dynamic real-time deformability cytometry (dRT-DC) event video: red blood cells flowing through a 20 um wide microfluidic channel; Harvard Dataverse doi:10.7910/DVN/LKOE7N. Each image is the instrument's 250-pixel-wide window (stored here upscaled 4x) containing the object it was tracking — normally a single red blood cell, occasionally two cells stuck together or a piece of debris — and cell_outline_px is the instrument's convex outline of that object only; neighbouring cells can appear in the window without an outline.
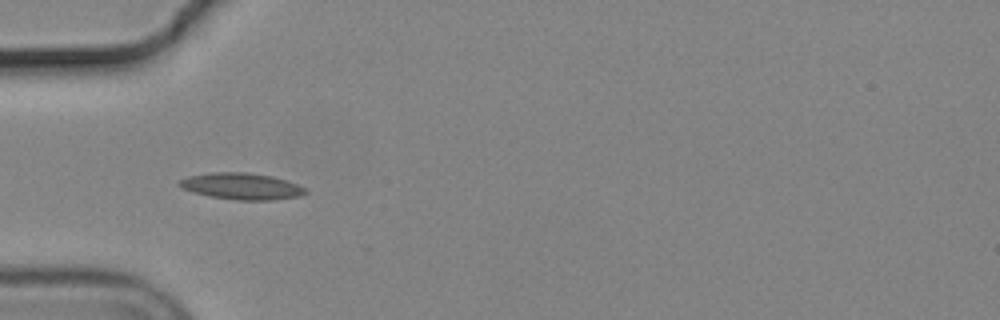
{"species": "common noctule bat (a hibernating species)", "species_latin": "Nyctalus noctula", "temperature_condition": "cold", "stored_images_in_passage": 16, "camera_frame_rate_fps": 3000, "um_per_image_px": 0.085, "animal": {"sex": "male", "body_mass_g": 19.2, "forearm_length_mm": 51.8}, "frame": {"image": 1, "passage_image": 5, "time_ms": 1.333, "image_size_px": [1000, 320], "cell_outline_px": [[308, 192], [300, 196], [272, 200], [236, 200], [212, 196], [196, 192], [184, 188], [176, 184], [180, 180], [188, 176], [212, 172], [248, 172], [272, 176], [296, 184], [304, 188]], "centroid_in_image_um": [20.55, 15.82], "position_along_channel_um": 64.5, "area_um2": 19.19}}
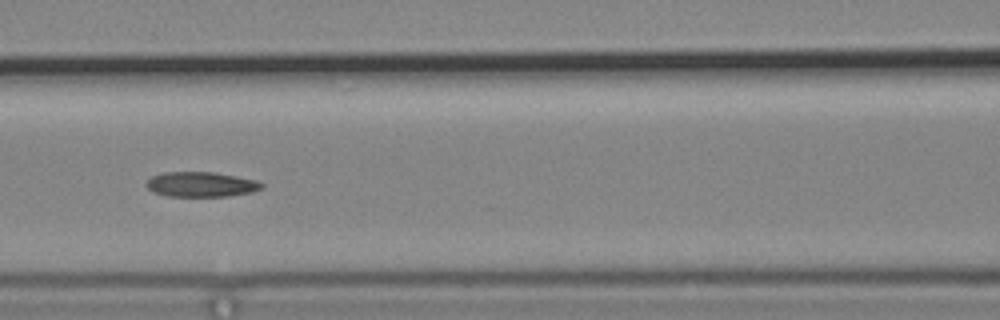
{"frame": {"image": 2, "passage_image": 12, "time_ms": 3.667, "image_size_px": [1000, 320], "cell_outline_px": [[264, 188], [252, 192], [228, 196], [168, 196], [152, 192], [148, 188], [148, 180], [152, 176], [164, 172], [216, 172], [256, 180], [264, 184]], "centroid_in_image_um": [17.13, 15.67], "position_along_channel_um": 149.5, "area_um2": 16.76}}